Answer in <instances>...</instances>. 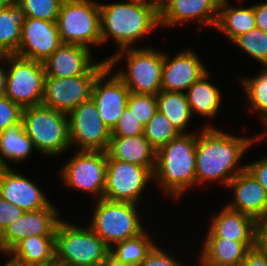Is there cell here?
<instances>
[{
  "label": "cell",
  "mask_w": 267,
  "mask_h": 266,
  "mask_svg": "<svg viewBox=\"0 0 267 266\" xmlns=\"http://www.w3.org/2000/svg\"><path fill=\"white\" fill-rule=\"evenodd\" d=\"M125 48L108 58V65L113 69L126 59L127 70H117L116 74L122 79L131 93L156 96L162 90V67L164 53L153 48Z\"/></svg>",
  "instance_id": "cell-4"
},
{
  "label": "cell",
  "mask_w": 267,
  "mask_h": 266,
  "mask_svg": "<svg viewBox=\"0 0 267 266\" xmlns=\"http://www.w3.org/2000/svg\"><path fill=\"white\" fill-rule=\"evenodd\" d=\"M228 187L234 191V202L227 204L229 208L252 217L256 222L265 215L267 192L246 169L235 175Z\"/></svg>",
  "instance_id": "cell-19"
},
{
  "label": "cell",
  "mask_w": 267,
  "mask_h": 266,
  "mask_svg": "<svg viewBox=\"0 0 267 266\" xmlns=\"http://www.w3.org/2000/svg\"><path fill=\"white\" fill-rule=\"evenodd\" d=\"M143 135L158 150L171 140L177 138L180 133L172 126L168 118L157 110L144 126Z\"/></svg>",
  "instance_id": "cell-33"
},
{
  "label": "cell",
  "mask_w": 267,
  "mask_h": 266,
  "mask_svg": "<svg viewBox=\"0 0 267 266\" xmlns=\"http://www.w3.org/2000/svg\"><path fill=\"white\" fill-rule=\"evenodd\" d=\"M110 248L88 226L61 220L56 228V261L67 266H101Z\"/></svg>",
  "instance_id": "cell-6"
},
{
  "label": "cell",
  "mask_w": 267,
  "mask_h": 266,
  "mask_svg": "<svg viewBox=\"0 0 267 266\" xmlns=\"http://www.w3.org/2000/svg\"><path fill=\"white\" fill-rule=\"evenodd\" d=\"M224 0L219 9L215 29L222 32L232 42L240 35L256 28L253 6L231 7Z\"/></svg>",
  "instance_id": "cell-26"
},
{
  "label": "cell",
  "mask_w": 267,
  "mask_h": 266,
  "mask_svg": "<svg viewBox=\"0 0 267 266\" xmlns=\"http://www.w3.org/2000/svg\"><path fill=\"white\" fill-rule=\"evenodd\" d=\"M63 0H20L27 18L57 22Z\"/></svg>",
  "instance_id": "cell-35"
},
{
  "label": "cell",
  "mask_w": 267,
  "mask_h": 266,
  "mask_svg": "<svg viewBox=\"0 0 267 266\" xmlns=\"http://www.w3.org/2000/svg\"><path fill=\"white\" fill-rule=\"evenodd\" d=\"M3 66H6V70L3 69L2 66H0V97L5 96V91H6V80H7V67L8 64H6V61L4 63Z\"/></svg>",
  "instance_id": "cell-45"
},
{
  "label": "cell",
  "mask_w": 267,
  "mask_h": 266,
  "mask_svg": "<svg viewBox=\"0 0 267 266\" xmlns=\"http://www.w3.org/2000/svg\"><path fill=\"white\" fill-rule=\"evenodd\" d=\"M151 179L153 173L147 167L111 159L107 154L103 198L138 205L140 196Z\"/></svg>",
  "instance_id": "cell-13"
},
{
  "label": "cell",
  "mask_w": 267,
  "mask_h": 266,
  "mask_svg": "<svg viewBox=\"0 0 267 266\" xmlns=\"http://www.w3.org/2000/svg\"><path fill=\"white\" fill-rule=\"evenodd\" d=\"M68 118L71 147L77 146L76 151L107 152L111 131L104 124L92 98L80 103Z\"/></svg>",
  "instance_id": "cell-11"
},
{
  "label": "cell",
  "mask_w": 267,
  "mask_h": 266,
  "mask_svg": "<svg viewBox=\"0 0 267 266\" xmlns=\"http://www.w3.org/2000/svg\"><path fill=\"white\" fill-rule=\"evenodd\" d=\"M0 196L24 211L42 209L51 203L33 181L11 167L0 174Z\"/></svg>",
  "instance_id": "cell-20"
},
{
  "label": "cell",
  "mask_w": 267,
  "mask_h": 266,
  "mask_svg": "<svg viewBox=\"0 0 267 266\" xmlns=\"http://www.w3.org/2000/svg\"><path fill=\"white\" fill-rule=\"evenodd\" d=\"M34 146L27 136L23 125H16L0 132V159L6 168H10L5 159L20 163L32 154Z\"/></svg>",
  "instance_id": "cell-29"
},
{
  "label": "cell",
  "mask_w": 267,
  "mask_h": 266,
  "mask_svg": "<svg viewBox=\"0 0 267 266\" xmlns=\"http://www.w3.org/2000/svg\"><path fill=\"white\" fill-rule=\"evenodd\" d=\"M20 0H0V8L19 5Z\"/></svg>",
  "instance_id": "cell-47"
},
{
  "label": "cell",
  "mask_w": 267,
  "mask_h": 266,
  "mask_svg": "<svg viewBox=\"0 0 267 266\" xmlns=\"http://www.w3.org/2000/svg\"><path fill=\"white\" fill-rule=\"evenodd\" d=\"M62 44L57 22L26 18L17 56L44 62Z\"/></svg>",
  "instance_id": "cell-15"
},
{
  "label": "cell",
  "mask_w": 267,
  "mask_h": 266,
  "mask_svg": "<svg viewBox=\"0 0 267 266\" xmlns=\"http://www.w3.org/2000/svg\"><path fill=\"white\" fill-rule=\"evenodd\" d=\"M34 149L46 156H57L70 147L68 114L44 105L22 110L21 121Z\"/></svg>",
  "instance_id": "cell-5"
},
{
  "label": "cell",
  "mask_w": 267,
  "mask_h": 266,
  "mask_svg": "<svg viewBox=\"0 0 267 266\" xmlns=\"http://www.w3.org/2000/svg\"><path fill=\"white\" fill-rule=\"evenodd\" d=\"M233 43L260 64H267V32L253 29L237 37Z\"/></svg>",
  "instance_id": "cell-34"
},
{
  "label": "cell",
  "mask_w": 267,
  "mask_h": 266,
  "mask_svg": "<svg viewBox=\"0 0 267 266\" xmlns=\"http://www.w3.org/2000/svg\"><path fill=\"white\" fill-rule=\"evenodd\" d=\"M200 266H241L247 251L257 243H242L223 238H205Z\"/></svg>",
  "instance_id": "cell-25"
},
{
  "label": "cell",
  "mask_w": 267,
  "mask_h": 266,
  "mask_svg": "<svg viewBox=\"0 0 267 266\" xmlns=\"http://www.w3.org/2000/svg\"><path fill=\"white\" fill-rule=\"evenodd\" d=\"M262 122H263V124L265 125V126H264L265 129H267V116H264V117L262 118ZM266 135H267V130H266V132H264L263 134L257 135L255 138L252 137V138H253V139H252V142H254V143H255V141L258 142V140H262L263 138H265Z\"/></svg>",
  "instance_id": "cell-48"
},
{
  "label": "cell",
  "mask_w": 267,
  "mask_h": 266,
  "mask_svg": "<svg viewBox=\"0 0 267 266\" xmlns=\"http://www.w3.org/2000/svg\"><path fill=\"white\" fill-rule=\"evenodd\" d=\"M258 227V244L267 249V212L257 222Z\"/></svg>",
  "instance_id": "cell-44"
},
{
  "label": "cell",
  "mask_w": 267,
  "mask_h": 266,
  "mask_svg": "<svg viewBox=\"0 0 267 266\" xmlns=\"http://www.w3.org/2000/svg\"><path fill=\"white\" fill-rule=\"evenodd\" d=\"M158 110L164 114L172 126L180 133L187 134L185 131L192 112L184 92L163 91L157 95Z\"/></svg>",
  "instance_id": "cell-28"
},
{
  "label": "cell",
  "mask_w": 267,
  "mask_h": 266,
  "mask_svg": "<svg viewBox=\"0 0 267 266\" xmlns=\"http://www.w3.org/2000/svg\"><path fill=\"white\" fill-rule=\"evenodd\" d=\"M209 73L207 72L199 80L195 81L187 89L186 93L192 114L198 113L208 117V119L217 115L222 99L221 92L217 86L207 81L210 77Z\"/></svg>",
  "instance_id": "cell-27"
},
{
  "label": "cell",
  "mask_w": 267,
  "mask_h": 266,
  "mask_svg": "<svg viewBox=\"0 0 267 266\" xmlns=\"http://www.w3.org/2000/svg\"><path fill=\"white\" fill-rule=\"evenodd\" d=\"M0 252L5 253L6 255H8L7 250L5 249L3 240H2V231L0 230Z\"/></svg>",
  "instance_id": "cell-50"
},
{
  "label": "cell",
  "mask_w": 267,
  "mask_h": 266,
  "mask_svg": "<svg viewBox=\"0 0 267 266\" xmlns=\"http://www.w3.org/2000/svg\"><path fill=\"white\" fill-rule=\"evenodd\" d=\"M101 266H129L121 262L118 258L112 255L110 252L106 255L105 260Z\"/></svg>",
  "instance_id": "cell-46"
},
{
  "label": "cell",
  "mask_w": 267,
  "mask_h": 266,
  "mask_svg": "<svg viewBox=\"0 0 267 266\" xmlns=\"http://www.w3.org/2000/svg\"><path fill=\"white\" fill-rule=\"evenodd\" d=\"M144 125L137 119L133 112L126 106L120 115L119 121L111 131V136H138L143 134Z\"/></svg>",
  "instance_id": "cell-37"
},
{
  "label": "cell",
  "mask_w": 267,
  "mask_h": 266,
  "mask_svg": "<svg viewBox=\"0 0 267 266\" xmlns=\"http://www.w3.org/2000/svg\"><path fill=\"white\" fill-rule=\"evenodd\" d=\"M24 212V210L0 196V230L3 232L8 225L18 220Z\"/></svg>",
  "instance_id": "cell-40"
},
{
  "label": "cell",
  "mask_w": 267,
  "mask_h": 266,
  "mask_svg": "<svg viewBox=\"0 0 267 266\" xmlns=\"http://www.w3.org/2000/svg\"><path fill=\"white\" fill-rule=\"evenodd\" d=\"M157 150L143 134L138 136H111L107 154L111 159L147 167L152 173L156 166Z\"/></svg>",
  "instance_id": "cell-23"
},
{
  "label": "cell",
  "mask_w": 267,
  "mask_h": 266,
  "mask_svg": "<svg viewBox=\"0 0 267 266\" xmlns=\"http://www.w3.org/2000/svg\"><path fill=\"white\" fill-rule=\"evenodd\" d=\"M127 107L145 126L158 110L157 98L154 95L129 93Z\"/></svg>",
  "instance_id": "cell-36"
},
{
  "label": "cell",
  "mask_w": 267,
  "mask_h": 266,
  "mask_svg": "<svg viewBox=\"0 0 267 266\" xmlns=\"http://www.w3.org/2000/svg\"><path fill=\"white\" fill-rule=\"evenodd\" d=\"M9 260L20 266H46L56 261V236H31L19 241Z\"/></svg>",
  "instance_id": "cell-24"
},
{
  "label": "cell",
  "mask_w": 267,
  "mask_h": 266,
  "mask_svg": "<svg viewBox=\"0 0 267 266\" xmlns=\"http://www.w3.org/2000/svg\"><path fill=\"white\" fill-rule=\"evenodd\" d=\"M224 0H163L159 6L160 26L183 24L193 19L202 25L216 26Z\"/></svg>",
  "instance_id": "cell-17"
},
{
  "label": "cell",
  "mask_w": 267,
  "mask_h": 266,
  "mask_svg": "<svg viewBox=\"0 0 267 266\" xmlns=\"http://www.w3.org/2000/svg\"><path fill=\"white\" fill-rule=\"evenodd\" d=\"M6 169L3 161L0 159V174Z\"/></svg>",
  "instance_id": "cell-53"
},
{
  "label": "cell",
  "mask_w": 267,
  "mask_h": 266,
  "mask_svg": "<svg viewBox=\"0 0 267 266\" xmlns=\"http://www.w3.org/2000/svg\"><path fill=\"white\" fill-rule=\"evenodd\" d=\"M88 226L111 248L144 231L137 204L98 199Z\"/></svg>",
  "instance_id": "cell-7"
},
{
  "label": "cell",
  "mask_w": 267,
  "mask_h": 266,
  "mask_svg": "<svg viewBox=\"0 0 267 266\" xmlns=\"http://www.w3.org/2000/svg\"><path fill=\"white\" fill-rule=\"evenodd\" d=\"M46 266H67V265L54 261Z\"/></svg>",
  "instance_id": "cell-52"
},
{
  "label": "cell",
  "mask_w": 267,
  "mask_h": 266,
  "mask_svg": "<svg viewBox=\"0 0 267 266\" xmlns=\"http://www.w3.org/2000/svg\"><path fill=\"white\" fill-rule=\"evenodd\" d=\"M12 54L8 52L4 47L0 46V62L7 61Z\"/></svg>",
  "instance_id": "cell-49"
},
{
  "label": "cell",
  "mask_w": 267,
  "mask_h": 266,
  "mask_svg": "<svg viewBox=\"0 0 267 266\" xmlns=\"http://www.w3.org/2000/svg\"><path fill=\"white\" fill-rule=\"evenodd\" d=\"M160 26L159 5L136 0L122 3H100V35L102 44L110 37L118 50L131 48L153 29Z\"/></svg>",
  "instance_id": "cell-2"
},
{
  "label": "cell",
  "mask_w": 267,
  "mask_h": 266,
  "mask_svg": "<svg viewBox=\"0 0 267 266\" xmlns=\"http://www.w3.org/2000/svg\"><path fill=\"white\" fill-rule=\"evenodd\" d=\"M136 1H142V2H146V3H151V4H156L160 6V0H136Z\"/></svg>",
  "instance_id": "cell-51"
},
{
  "label": "cell",
  "mask_w": 267,
  "mask_h": 266,
  "mask_svg": "<svg viewBox=\"0 0 267 266\" xmlns=\"http://www.w3.org/2000/svg\"><path fill=\"white\" fill-rule=\"evenodd\" d=\"M252 137H239L221 131L215 126H206L197 134L196 181H219L226 187L231 179L245 170L238 162L252 145Z\"/></svg>",
  "instance_id": "cell-1"
},
{
  "label": "cell",
  "mask_w": 267,
  "mask_h": 266,
  "mask_svg": "<svg viewBox=\"0 0 267 266\" xmlns=\"http://www.w3.org/2000/svg\"><path fill=\"white\" fill-rule=\"evenodd\" d=\"M52 203L47 207L25 211L18 220L8 225L2 232V240L7 252L19 241L31 236H56V228L61 219Z\"/></svg>",
  "instance_id": "cell-16"
},
{
  "label": "cell",
  "mask_w": 267,
  "mask_h": 266,
  "mask_svg": "<svg viewBox=\"0 0 267 266\" xmlns=\"http://www.w3.org/2000/svg\"><path fill=\"white\" fill-rule=\"evenodd\" d=\"M108 65L98 61L85 75L55 78L45 77L42 105L69 114L80 103L91 98L94 80Z\"/></svg>",
  "instance_id": "cell-10"
},
{
  "label": "cell",
  "mask_w": 267,
  "mask_h": 266,
  "mask_svg": "<svg viewBox=\"0 0 267 266\" xmlns=\"http://www.w3.org/2000/svg\"><path fill=\"white\" fill-rule=\"evenodd\" d=\"M91 49L78 44H61L44 62L46 77L65 78L85 75L95 64Z\"/></svg>",
  "instance_id": "cell-22"
},
{
  "label": "cell",
  "mask_w": 267,
  "mask_h": 266,
  "mask_svg": "<svg viewBox=\"0 0 267 266\" xmlns=\"http://www.w3.org/2000/svg\"><path fill=\"white\" fill-rule=\"evenodd\" d=\"M7 80L5 96L22 109L42 105L44 80L43 62L11 55L6 61Z\"/></svg>",
  "instance_id": "cell-9"
},
{
  "label": "cell",
  "mask_w": 267,
  "mask_h": 266,
  "mask_svg": "<svg viewBox=\"0 0 267 266\" xmlns=\"http://www.w3.org/2000/svg\"><path fill=\"white\" fill-rule=\"evenodd\" d=\"M111 73L112 68L107 65L94 80L91 91V98L97 106L98 113L110 131L117 125L127 106L130 93L122 79L116 73Z\"/></svg>",
  "instance_id": "cell-14"
},
{
  "label": "cell",
  "mask_w": 267,
  "mask_h": 266,
  "mask_svg": "<svg viewBox=\"0 0 267 266\" xmlns=\"http://www.w3.org/2000/svg\"><path fill=\"white\" fill-rule=\"evenodd\" d=\"M257 77L240 78L244 91L252 106L251 111L260 113L261 118L267 116V68L258 72ZM243 79V80H242Z\"/></svg>",
  "instance_id": "cell-32"
},
{
  "label": "cell",
  "mask_w": 267,
  "mask_h": 266,
  "mask_svg": "<svg viewBox=\"0 0 267 266\" xmlns=\"http://www.w3.org/2000/svg\"><path fill=\"white\" fill-rule=\"evenodd\" d=\"M106 166L107 152L77 151L63 165L60 175L67 187L89 192L98 200L103 198Z\"/></svg>",
  "instance_id": "cell-12"
},
{
  "label": "cell",
  "mask_w": 267,
  "mask_h": 266,
  "mask_svg": "<svg viewBox=\"0 0 267 266\" xmlns=\"http://www.w3.org/2000/svg\"><path fill=\"white\" fill-rule=\"evenodd\" d=\"M156 245L139 266H183Z\"/></svg>",
  "instance_id": "cell-39"
},
{
  "label": "cell",
  "mask_w": 267,
  "mask_h": 266,
  "mask_svg": "<svg viewBox=\"0 0 267 266\" xmlns=\"http://www.w3.org/2000/svg\"><path fill=\"white\" fill-rule=\"evenodd\" d=\"M206 238H223L242 243H258L257 222L250 216L232 210L227 205L215 214Z\"/></svg>",
  "instance_id": "cell-21"
},
{
  "label": "cell",
  "mask_w": 267,
  "mask_h": 266,
  "mask_svg": "<svg viewBox=\"0 0 267 266\" xmlns=\"http://www.w3.org/2000/svg\"><path fill=\"white\" fill-rule=\"evenodd\" d=\"M165 54L162 67L163 91H186L195 81L208 72L195 51L189 48L174 55L170 60L168 55Z\"/></svg>",
  "instance_id": "cell-18"
},
{
  "label": "cell",
  "mask_w": 267,
  "mask_h": 266,
  "mask_svg": "<svg viewBox=\"0 0 267 266\" xmlns=\"http://www.w3.org/2000/svg\"><path fill=\"white\" fill-rule=\"evenodd\" d=\"M156 246L144 230L141 234L114 244L110 253L124 264L139 266Z\"/></svg>",
  "instance_id": "cell-31"
},
{
  "label": "cell",
  "mask_w": 267,
  "mask_h": 266,
  "mask_svg": "<svg viewBox=\"0 0 267 266\" xmlns=\"http://www.w3.org/2000/svg\"><path fill=\"white\" fill-rule=\"evenodd\" d=\"M256 28L267 32V2L252 5Z\"/></svg>",
  "instance_id": "cell-43"
},
{
  "label": "cell",
  "mask_w": 267,
  "mask_h": 266,
  "mask_svg": "<svg viewBox=\"0 0 267 266\" xmlns=\"http://www.w3.org/2000/svg\"><path fill=\"white\" fill-rule=\"evenodd\" d=\"M196 144V133L180 134L157 150L153 179L173 198L197 184Z\"/></svg>",
  "instance_id": "cell-3"
},
{
  "label": "cell",
  "mask_w": 267,
  "mask_h": 266,
  "mask_svg": "<svg viewBox=\"0 0 267 266\" xmlns=\"http://www.w3.org/2000/svg\"><path fill=\"white\" fill-rule=\"evenodd\" d=\"M26 14L20 5L0 8V46L16 55Z\"/></svg>",
  "instance_id": "cell-30"
},
{
  "label": "cell",
  "mask_w": 267,
  "mask_h": 266,
  "mask_svg": "<svg viewBox=\"0 0 267 266\" xmlns=\"http://www.w3.org/2000/svg\"><path fill=\"white\" fill-rule=\"evenodd\" d=\"M5 266H20V265L8 260L7 263L5 264Z\"/></svg>",
  "instance_id": "cell-54"
},
{
  "label": "cell",
  "mask_w": 267,
  "mask_h": 266,
  "mask_svg": "<svg viewBox=\"0 0 267 266\" xmlns=\"http://www.w3.org/2000/svg\"><path fill=\"white\" fill-rule=\"evenodd\" d=\"M241 266H267V249L257 243L247 251Z\"/></svg>",
  "instance_id": "cell-41"
},
{
  "label": "cell",
  "mask_w": 267,
  "mask_h": 266,
  "mask_svg": "<svg viewBox=\"0 0 267 266\" xmlns=\"http://www.w3.org/2000/svg\"><path fill=\"white\" fill-rule=\"evenodd\" d=\"M245 169L264 187L267 192V156L256 162L245 164Z\"/></svg>",
  "instance_id": "cell-42"
},
{
  "label": "cell",
  "mask_w": 267,
  "mask_h": 266,
  "mask_svg": "<svg viewBox=\"0 0 267 266\" xmlns=\"http://www.w3.org/2000/svg\"><path fill=\"white\" fill-rule=\"evenodd\" d=\"M22 108L8 97H0V132L21 125Z\"/></svg>",
  "instance_id": "cell-38"
},
{
  "label": "cell",
  "mask_w": 267,
  "mask_h": 266,
  "mask_svg": "<svg viewBox=\"0 0 267 266\" xmlns=\"http://www.w3.org/2000/svg\"><path fill=\"white\" fill-rule=\"evenodd\" d=\"M62 44H102L100 35V3L93 0H63L57 20Z\"/></svg>",
  "instance_id": "cell-8"
}]
</instances>
